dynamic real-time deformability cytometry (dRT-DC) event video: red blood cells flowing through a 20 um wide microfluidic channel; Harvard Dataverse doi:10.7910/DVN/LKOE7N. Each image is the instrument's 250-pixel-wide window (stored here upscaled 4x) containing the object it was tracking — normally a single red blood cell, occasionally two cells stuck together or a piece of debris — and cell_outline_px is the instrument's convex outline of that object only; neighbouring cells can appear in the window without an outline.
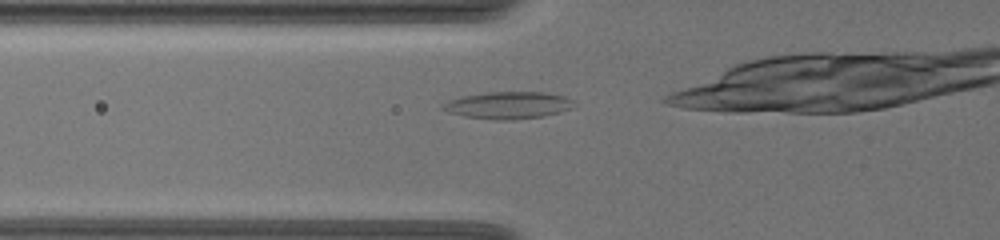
{"species": "common noctule bat (a hibernating species)", "species_latin": "Nyctalus noctula", "temperature_condition": "warm", "stored_images_in_passage": 31, "camera_frame_rate_fps": 3000, "um_per_image_px": 0.085, "animal": {"sex": "female", "body_mass_g": 19.5, "forearm_length_mm": 54.1}, "frame": {"image": 1, "passage_image": 2, "time_ms": 0.333, "image_size_px": [1000, 240], "cell_outline_px": [[576, 100], [572, 108], [560, 112], [544, 116], [508, 120], [496, 120], [464, 116], [440, 108], [448, 100], [464, 96], [488, 92], [544, 92], [564, 96]], "centroid_in_image_um": [43.25, 8.94], "position_along_channel_um": 82.5, "area_um2": 20.58}}
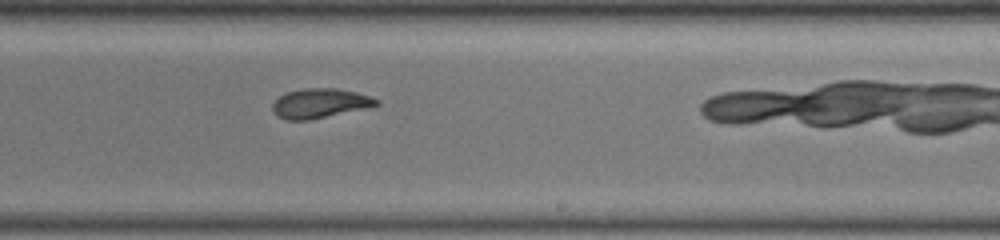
{"frame": {"image": 2, "passage_image": 17, "time_ms": 5.333, "image_size_px": [1000, 240], "cell_outline_px": [[380, 104], [364, 108], [308, 120], [284, 120], [276, 116], [272, 112], [272, 104], [280, 96], [288, 92], [304, 88], [336, 88], [356, 92], [380, 100]], "centroid_in_image_um": [27.14, 8.78], "position_along_channel_um": 261.9, "area_um2": 17.69}}
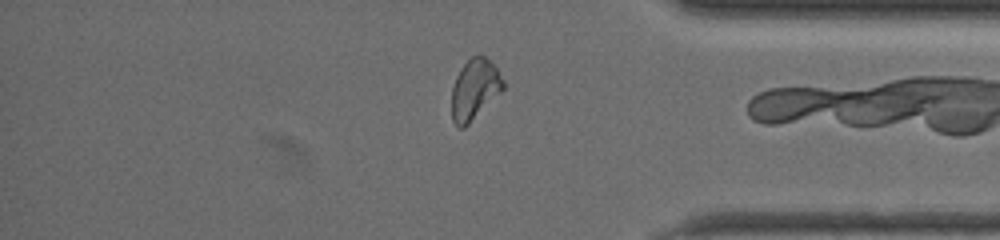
{"frame": {"image": 3, "passage_image": 29, "time_ms": 9.333, "image_size_px": [1000, 240], "cell_outline_px": [[504, 88], [464, 128], [460, 128], [452, 120], [452, 88], [456, 76], [460, 68], [472, 56], [480, 52], [496, 68], [504, 80]], "centroid_in_image_um": [40.33, 7.56], "position_along_channel_um": 394.9, "area_um2": 17.92}}